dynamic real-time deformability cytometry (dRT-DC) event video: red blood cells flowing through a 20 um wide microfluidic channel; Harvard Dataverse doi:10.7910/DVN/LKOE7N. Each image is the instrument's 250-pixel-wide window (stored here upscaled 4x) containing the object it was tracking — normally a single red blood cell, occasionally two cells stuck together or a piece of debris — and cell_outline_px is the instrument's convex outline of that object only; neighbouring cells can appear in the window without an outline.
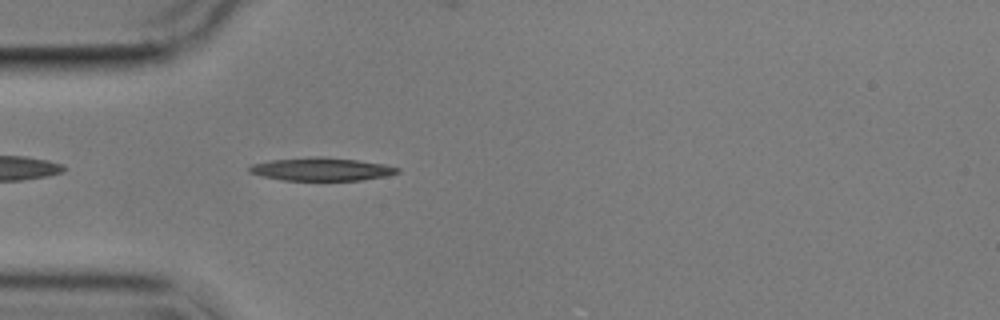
{"species": "common noctule bat (a hibernating species)", "species_latin": "Nyctalus noctula", "temperature_condition": "cold", "stored_images_in_passage": 21, "camera_frame_rate_fps": 3000, "um_per_image_px": 0.085, "animal": {"sex": "male", "body_mass_g": 17.9}, "frame": {"image": 1, "passage_image": 4, "time_ms": 1.0, "image_size_px": [1000, 320], "cell_outline_px": [[400, 172], [388, 176], [364, 180], [284, 180], [260, 176], [248, 172], [248, 168], [252, 164], [272, 160], [312, 156], [324, 156], [356, 160], [384, 164], [400, 168]], "centroid_in_image_um": [27.34, 14.38], "position_along_channel_um": 57.7, "area_um2": 20.06}}
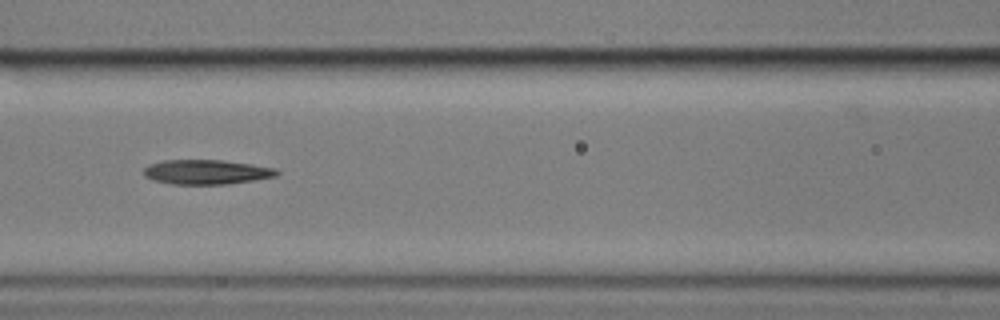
{"frame": {"image": 2, "passage_image": 12, "time_ms": 3.667, "image_size_px": [1000, 320], "cell_outline_px": [[280, 172], [276, 176], [228, 184], [172, 184], [152, 180], [144, 176], [144, 168], [148, 164], [164, 160], [220, 160], [252, 164], [276, 168]], "centroid_in_image_um": [17.53, 14.62], "position_along_channel_um": 149.1, "area_um2": 19.07}}
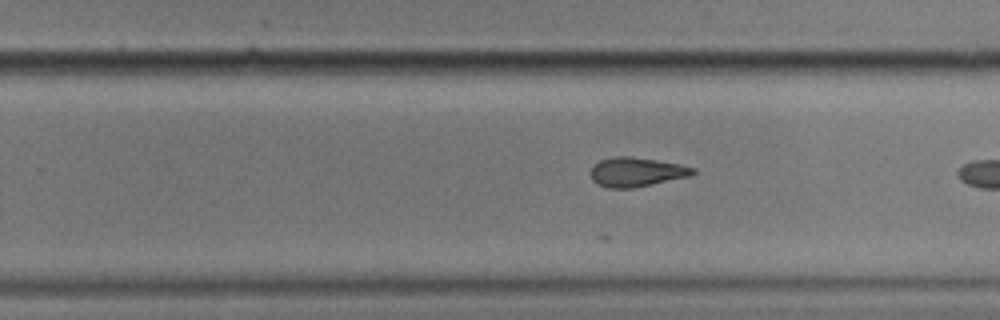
{"frame": {"image": 3, "passage_image": 20, "time_ms": 6.333, "image_size_px": [1000, 320], "cell_outline_px": [[696, 172], [692, 176], [632, 188], [608, 188], [592, 180], [588, 172], [592, 164], [600, 160], [616, 156], [628, 156], [656, 160], [680, 164], [696, 168]], "centroid_in_image_um": [54.08, 14.61], "position_along_channel_um": 275.7, "area_um2": 17.63}}